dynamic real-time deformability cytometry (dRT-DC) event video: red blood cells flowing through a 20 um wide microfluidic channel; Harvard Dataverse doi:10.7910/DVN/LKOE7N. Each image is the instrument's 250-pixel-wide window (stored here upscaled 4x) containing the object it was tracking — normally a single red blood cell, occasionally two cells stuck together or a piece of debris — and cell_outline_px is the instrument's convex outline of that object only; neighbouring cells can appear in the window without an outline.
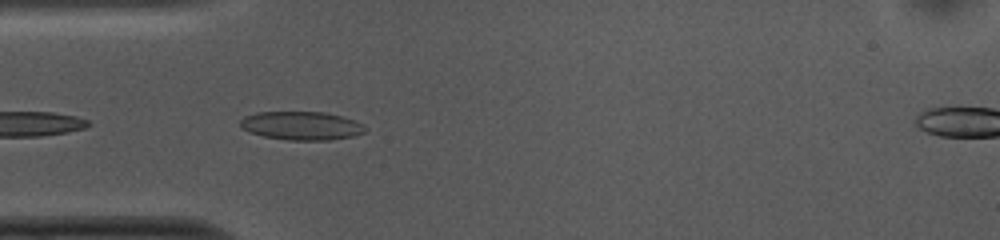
{"species": "common noctule bat (a hibernating species)", "species_latin": "Nyctalus noctula", "temperature_condition": "cold", "stored_images_in_passage": 9, "camera_frame_rate_fps": 3000, "um_per_image_px": 0.085, "animal": {"sex": "female", "body_mass_g": 10.0, "forearm_length_mm": 53.1}, "frame": {"image": 1, "passage_image": 3, "time_ms": 0.667, "image_size_px": [1000, 240], "cell_outline_px": [[368, 128], [364, 132], [352, 136], [328, 140], [288, 140], [264, 136], [240, 128], [240, 120], [244, 116], [256, 112], [324, 112], [356, 120], [364, 124]], "centroid_in_image_um": [25.64, 10.68], "position_along_channel_um": 59.4, "area_um2": 20.75}}